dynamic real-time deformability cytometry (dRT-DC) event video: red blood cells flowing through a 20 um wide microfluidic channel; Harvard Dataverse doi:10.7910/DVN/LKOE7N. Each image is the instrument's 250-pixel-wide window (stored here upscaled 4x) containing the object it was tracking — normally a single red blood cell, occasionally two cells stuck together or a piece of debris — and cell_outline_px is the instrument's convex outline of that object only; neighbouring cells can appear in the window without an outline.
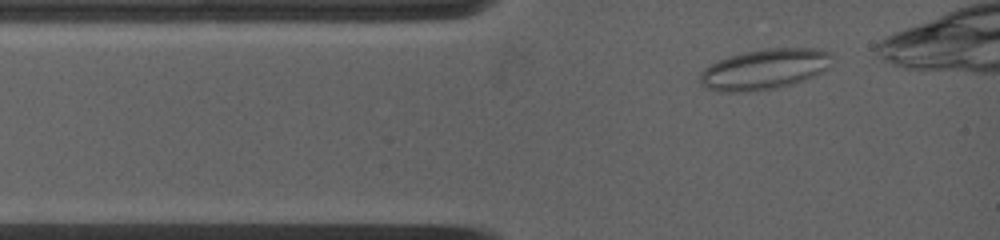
{"species": "common noctule bat (a hibernating species)", "species_latin": "Nyctalus noctula", "temperature_condition": "warm", "stored_images_in_passage": 54, "camera_frame_rate_fps": 4500, "um_per_image_px": 0.085, "animal": {"sex": "female", "body_mass_g": 19.0, "forearm_length_mm": 53.3}, "frame": {"image": 1, "passage_image": 2, "time_ms": 0.222, "image_size_px": [1000, 240], "cell_outline_px": [[832, 68], [824, 72], [804, 80], [792, 84], [776, 88], [748, 92], [720, 92], [704, 88], [700, 84], [700, 72], [704, 68], [728, 56], [744, 52], [768, 48], [820, 48], [832, 52]], "centroid_in_image_um": [65.04, 5.89], "position_along_channel_um": 20.0, "area_um2": 31.73}}
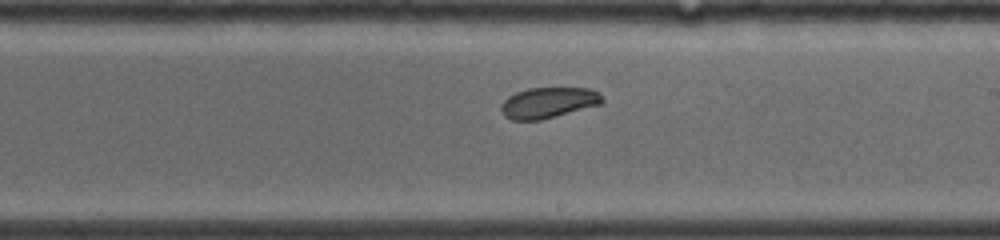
{"frame": {"image": 2, "passage_image": 30, "time_ms": 6.444, "image_size_px": [1000, 240], "cell_outline_px": [[604, 100], [600, 104], [540, 120], [512, 120], [504, 116], [500, 108], [500, 104], [508, 96], [516, 92], [528, 88], [588, 88], [600, 92]], "centroid_in_image_um": [46.58, 8.72], "position_along_channel_um": 242.4, "area_um2": 18.09}}
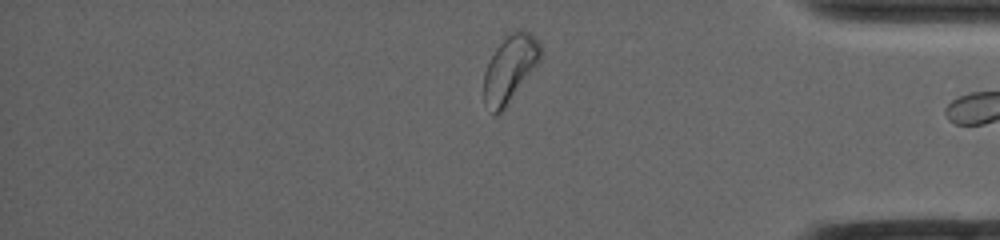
{"frame": {"image": 3, "passage_image": 50, "time_ms": 10.889, "image_size_px": [1000, 240], "cell_outline_px": [[540, 60], [504, 108], [496, 116], [492, 116], [484, 104], [484, 72], [496, 48], [512, 32], [528, 32], [540, 44]], "centroid_in_image_um": [43.29, 5.91], "position_along_channel_um": 391.9, "area_um2": 21.21}}